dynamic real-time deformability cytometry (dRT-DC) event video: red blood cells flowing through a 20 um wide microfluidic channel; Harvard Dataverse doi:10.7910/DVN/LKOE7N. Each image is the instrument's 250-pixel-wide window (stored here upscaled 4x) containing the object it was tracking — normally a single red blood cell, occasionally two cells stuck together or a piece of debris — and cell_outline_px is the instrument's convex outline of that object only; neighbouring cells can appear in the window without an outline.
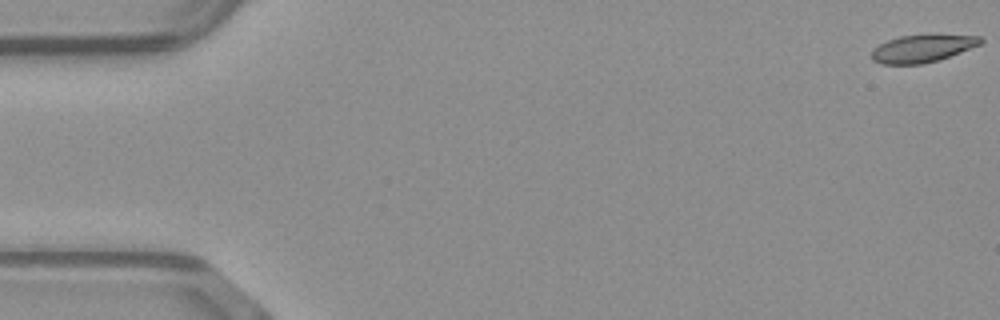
{"species": "common noctule bat (a hibernating species)", "species_latin": "Nyctalus noctula", "temperature_condition": "warm", "stored_images_in_passage": 51, "camera_frame_rate_fps": 3000, "um_per_image_px": 0.085, "animal": {"sex": "male", "body_mass_g": 23.1, "forearm_length_mm": 52.7}, "frame": {"image": 1, "passage_image": 1, "time_ms": 0.0, "image_size_px": [1000, 320], "cell_outline_px": [[984, 40], [980, 44], [940, 60], [924, 64], [880, 64], [872, 60], [872, 48], [888, 40], [900, 36], [932, 32], [936, 32], [980, 36]], "centroid_in_image_um": [78.44, 4.07], "position_along_channel_um": 6.6, "area_um2": 18.26}}
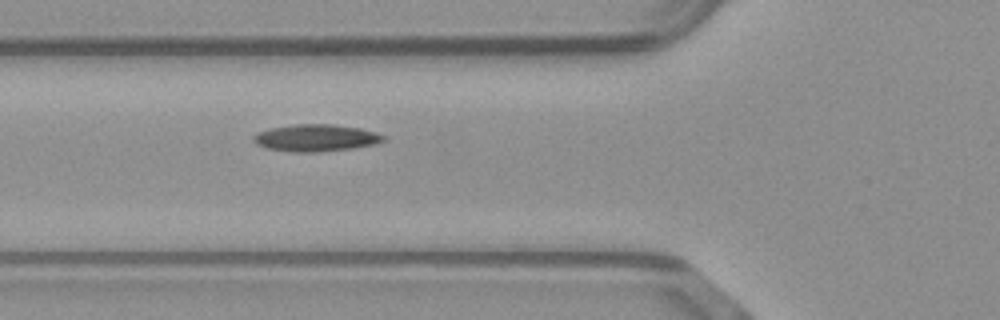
{"frame": {"image": 2, "passage_image": 19, "time_ms": 6.0, "image_size_px": [1000, 320], "cell_outline_px": [[388, 140], [376, 144], [352, 148], [320, 152], [292, 152], [268, 148], [256, 144], [252, 140], [252, 136], [260, 132], [272, 128], [296, 124], [332, 124], [360, 128], [376, 132], [388, 136]], "centroid_in_image_um": [26.92, 11.72], "position_along_channel_um": 98.9, "area_um2": 20.58}}
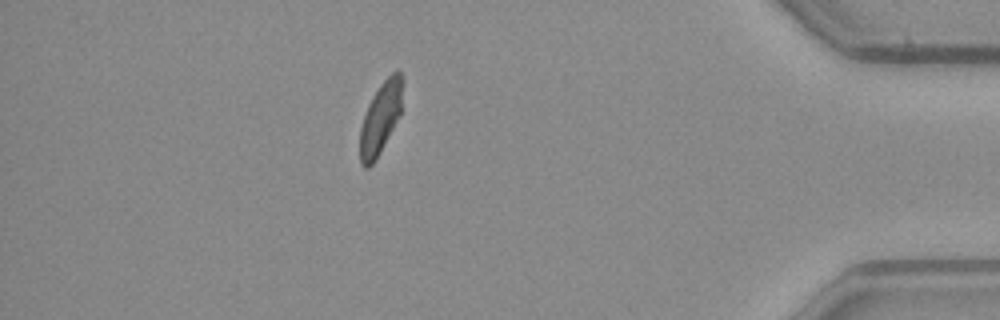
{"frame": {"image": 3, "passage_image": 45, "time_ms": 14.667, "image_size_px": [1000, 320], "cell_outline_px": [[404, 80], [400, 116], [376, 160], [368, 168], [364, 168], [360, 164], [360, 128], [368, 104], [372, 96], [380, 84], [396, 68], [400, 72]], "centroid_in_image_um": [32.36, 10.01], "position_along_channel_um": 402.8, "area_um2": 18.09}, "authors_computed_cell_mechanics": {"area_um2": 18.9584, "velocity_mm_per_s": 4.073, "shape_relaxation_time_tau1_ms": null, "shape_relaxation_time_tau2_ms": 3.4966, "deformation_change_tau1": null, "deformation_change_tau2": 0.0976}}